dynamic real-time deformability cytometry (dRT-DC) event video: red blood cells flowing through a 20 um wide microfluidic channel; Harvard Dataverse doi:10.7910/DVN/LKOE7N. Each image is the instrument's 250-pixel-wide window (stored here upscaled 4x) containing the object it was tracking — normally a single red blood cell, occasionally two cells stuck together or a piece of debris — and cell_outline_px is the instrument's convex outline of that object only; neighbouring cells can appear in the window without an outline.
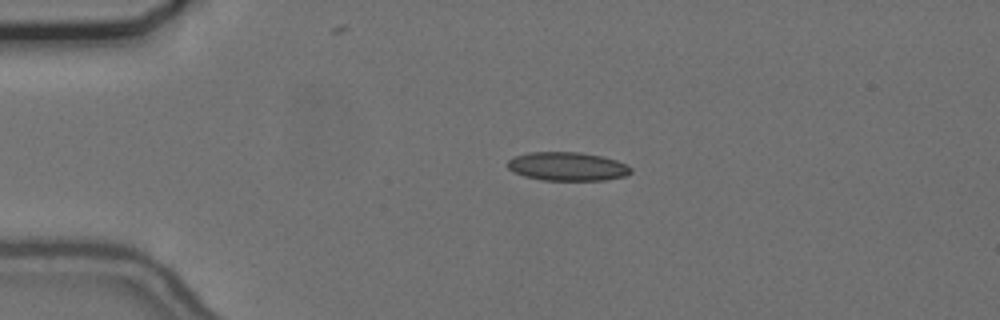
{"species": "common noctule bat (a hibernating species)", "species_latin": "Nyctalus noctula", "temperature_condition": "cold", "stored_images_in_passage": 44, "camera_frame_rate_fps": 3000, "um_per_image_px": 0.085, "animal": {"sex": "female", "body_mass_g": 24.6, "forearm_length_mm": 56.2}, "frame": {"image": 1, "passage_image": 1, "time_ms": 0.0, "image_size_px": [1000, 320], "cell_outline_px": [[632, 172], [624, 176], [604, 180], [540, 180], [524, 176], [508, 168], [508, 160], [512, 156], [528, 152], [580, 152], [600, 156], [616, 160], [632, 168]], "centroid_in_image_um": [48.2, 14.14], "position_along_channel_um": 36.8, "area_um2": 20.52}}
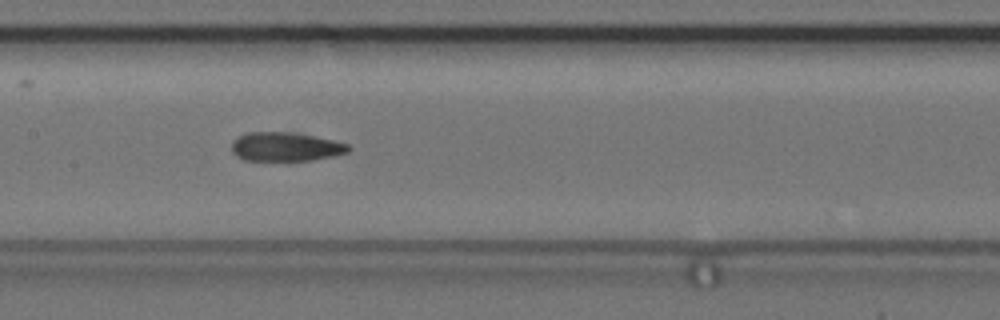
{"frame": {"image": 2, "passage_image": 16, "time_ms": 5.0, "image_size_px": [1000, 320], "cell_outline_px": [[352, 148], [348, 152], [332, 156], [312, 160], [244, 160], [236, 156], [232, 152], [232, 140], [248, 132], [288, 132], [312, 136], [332, 140], [348, 144]], "centroid_in_image_um": [24.25, 12.48], "position_along_channel_um": 183.1, "area_um2": 19.48}}
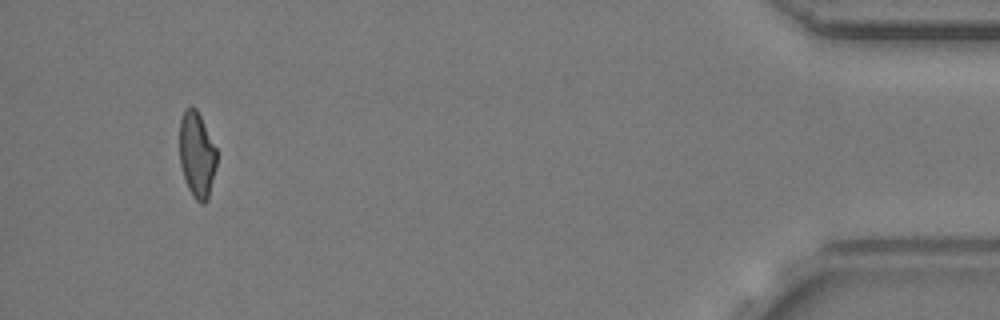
{"frame": {"image": 3, "passage_image": 41, "time_ms": 13.333, "image_size_px": [1000, 320], "cell_outline_px": [[216, 168], [208, 200], [204, 204], [200, 204], [192, 196], [188, 188], [180, 164], [180, 120], [184, 108], [192, 104], [196, 108], [216, 148]], "centroid_in_image_um": [16.73, 13.15], "position_along_channel_um": 418.5, "area_um2": 18.67}, "authors_computed_cell_mechanics": {"area_um2": 19.9988, "velocity_mm_per_s": 3.6996, "shape_relaxation_time_tau1_ms": null, "shape_relaxation_time_tau2_ms": 2.4679, "deformation_change_tau1": null, "deformation_change_tau2": 0.0914}}